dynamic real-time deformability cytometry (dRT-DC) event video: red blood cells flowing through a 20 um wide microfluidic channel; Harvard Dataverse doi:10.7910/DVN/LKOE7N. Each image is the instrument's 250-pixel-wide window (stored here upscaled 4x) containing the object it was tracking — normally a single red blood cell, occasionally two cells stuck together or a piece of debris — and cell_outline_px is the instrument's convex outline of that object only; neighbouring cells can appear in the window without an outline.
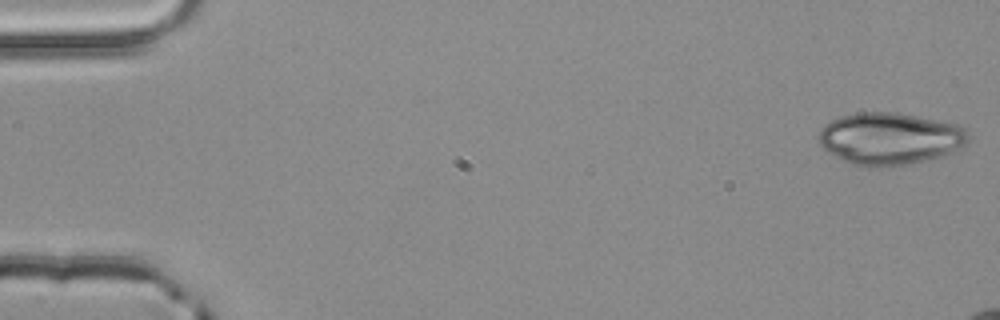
{"species": "common noctule bat (a hibernating species)", "species_latin": "Nyctalus noctula", "temperature_condition": "room temperature", "stored_images_in_passage": 12, "camera_frame_rate_fps": 3000, "um_per_image_px": 0.085, "animal": {"sex": "male", "body_mass_g": 20.4}, "frame": {"image": 1, "passage_image": 1, "time_ms": 0.0, "image_size_px": [1000, 320], "cell_outline_px": [[968, 140], [964, 144], [940, 156], [908, 164], [880, 168], [876, 168], [852, 164], [836, 156], [824, 148], [820, 144], [820, 128], [824, 124], [840, 116], [856, 112], [896, 112], [960, 124], [968, 132]], "centroid_in_image_um": [75.62, 11.76], "position_along_channel_um": 9.4, "area_um2": 45.2}}